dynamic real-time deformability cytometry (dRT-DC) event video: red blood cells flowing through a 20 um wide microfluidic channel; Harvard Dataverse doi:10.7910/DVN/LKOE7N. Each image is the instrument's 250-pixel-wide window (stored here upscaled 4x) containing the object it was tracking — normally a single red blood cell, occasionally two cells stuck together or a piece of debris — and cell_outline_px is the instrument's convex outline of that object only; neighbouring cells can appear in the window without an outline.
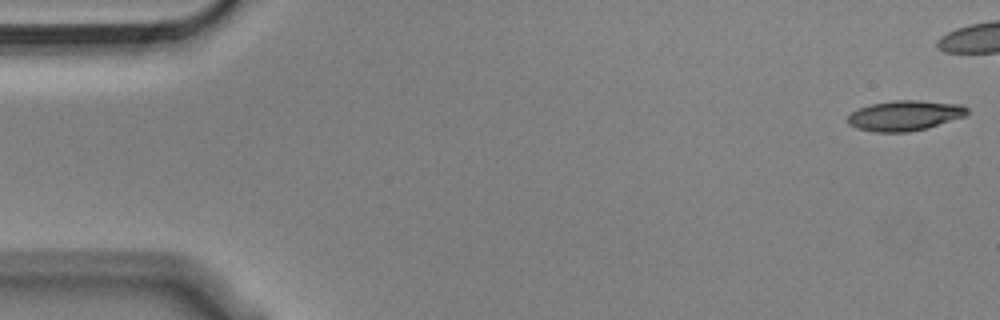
{"species": "Egyptian fruit bat (a non-hibernating species)", "species_latin": "Rousettus aegyptiacus", "temperature_condition": "cold", "stored_images_in_passage": 43, "camera_frame_rate_fps": 3000, "um_per_image_px": 0.085, "animal": {"sex": "male"}, "frame": {"image": 1, "passage_image": 1, "time_ms": 0.0, "image_size_px": [1000, 320], "cell_outline_px": [[968, 112], [964, 116], [928, 128], [908, 132], [872, 132], [856, 128], [848, 124], [848, 116], [852, 112], [860, 108], [872, 104], [896, 100], [920, 100], [960, 104], [968, 108]], "centroid_in_image_um": [76.9, 9.83], "position_along_channel_um": 8.1, "area_um2": 20.98}}
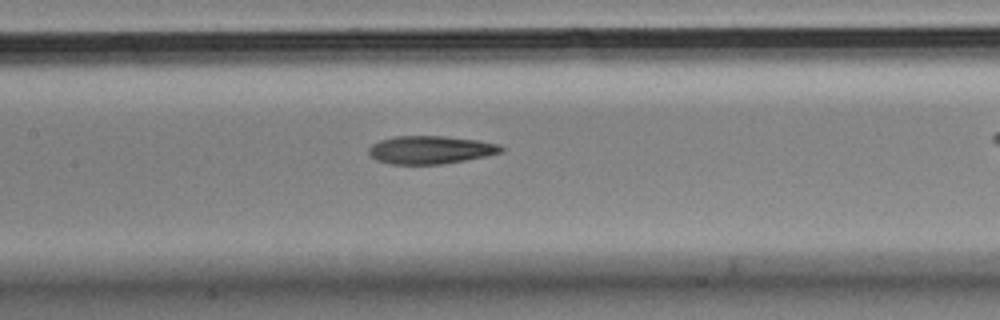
{"frame": {"image": 2, "passage_image": 25, "time_ms": 8.0, "image_size_px": [1000, 320], "cell_outline_px": [[504, 152], [464, 160], [440, 164], [388, 164], [376, 160], [368, 152], [368, 148], [372, 144], [380, 140], [396, 136], [444, 136], [476, 140], [500, 144], [504, 148]], "centroid_in_image_um": [36.58, 12.73], "position_along_channel_um": 170.8, "area_um2": 21.56}}
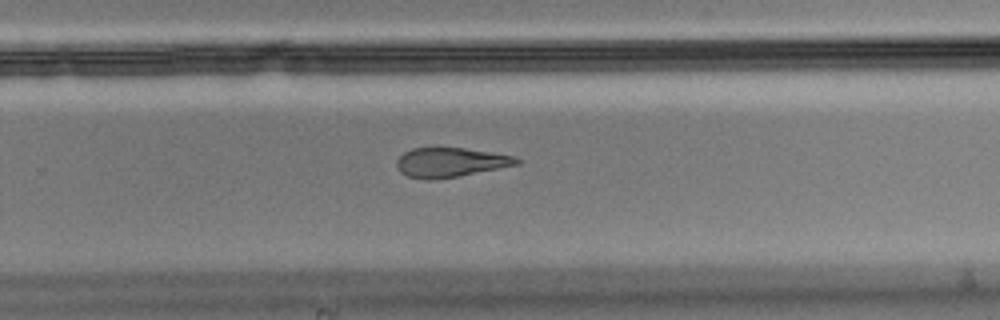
{"frame": {"image": 3, "passage_image": 35, "time_ms": 11.333, "image_size_px": [1000, 320], "cell_outline_px": [[520, 164], [436, 180], [424, 180], [408, 176], [400, 172], [396, 168], [396, 160], [404, 152], [412, 148], [464, 148], [512, 156], [520, 160]], "centroid_in_image_um": [38.21, 13.81], "position_along_channel_um": 291.6, "area_um2": 20.4}}